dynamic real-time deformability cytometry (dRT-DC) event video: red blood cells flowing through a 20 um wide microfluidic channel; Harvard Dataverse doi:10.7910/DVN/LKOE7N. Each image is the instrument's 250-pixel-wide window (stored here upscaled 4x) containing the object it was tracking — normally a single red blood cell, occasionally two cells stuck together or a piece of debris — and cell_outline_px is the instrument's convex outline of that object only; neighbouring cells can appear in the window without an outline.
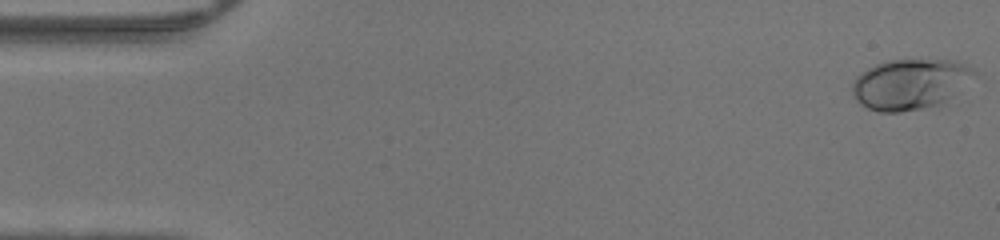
{"species": "human", "species_latin": "Homo sapiens", "temperature_condition": "warm", "stored_images_in_passage": 39, "camera_frame_rate_fps": 3000, "um_per_image_px": 0.085, "donor": {"sex": "male"}, "frame": {"image": 1, "passage_image": 1, "time_ms": 0.0, "image_size_px": [1000, 240], "cell_outline_px": [[976, 72], [944, 104], [900, 112], [876, 112], [860, 104], [852, 96], [852, 80], [860, 72], [876, 64], [888, 60], [956, 60], [968, 64], [976, 68]], "centroid_in_image_um": [77.32, 7.15], "position_along_channel_um": 7.7, "area_um2": 36.07}}
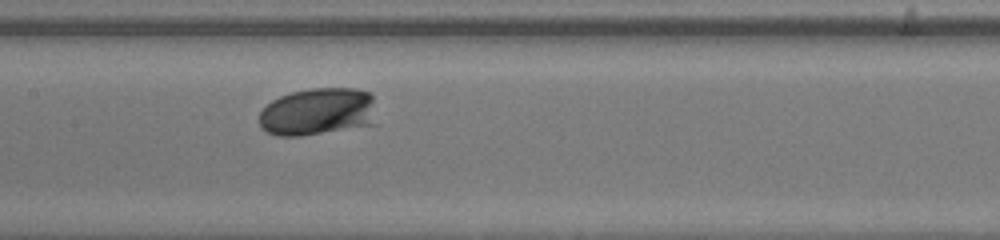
{"frame": {"image": 2, "passage_image": 23, "time_ms": 7.333, "image_size_px": [1000, 240], "cell_outline_px": [[380, 124], [300, 136], [280, 136], [268, 132], [260, 128], [260, 112], [272, 100], [280, 96], [292, 92], [312, 88], [356, 88], [368, 92], [372, 96]], "centroid_in_image_um": [27.09, 9.5], "position_along_channel_um": 180.3, "area_um2": 33.06}}
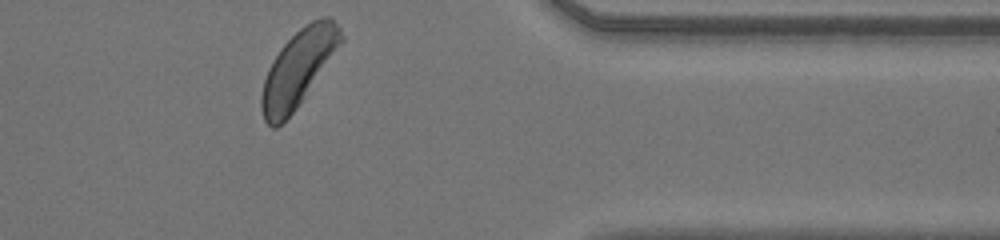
{"frame": {"image": 3, "passage_image": 39, "time_ms": 12.667, "image_size_px": [1000, 240], "cell_outline_px": [[344, 40], [296, 108], [276, 128], [272, 128], [264, 120], [260, 108], [260, 96], [264, 80], [268, 68], [280, 48], [304, 24], [312, 20], [324, 16], [332, 16], [340, 28], [344, 36]], "centroid_in_image_um": [25.35, 5.77], "position_along_channel_um": 386.1, "area_um2": 34.97}}